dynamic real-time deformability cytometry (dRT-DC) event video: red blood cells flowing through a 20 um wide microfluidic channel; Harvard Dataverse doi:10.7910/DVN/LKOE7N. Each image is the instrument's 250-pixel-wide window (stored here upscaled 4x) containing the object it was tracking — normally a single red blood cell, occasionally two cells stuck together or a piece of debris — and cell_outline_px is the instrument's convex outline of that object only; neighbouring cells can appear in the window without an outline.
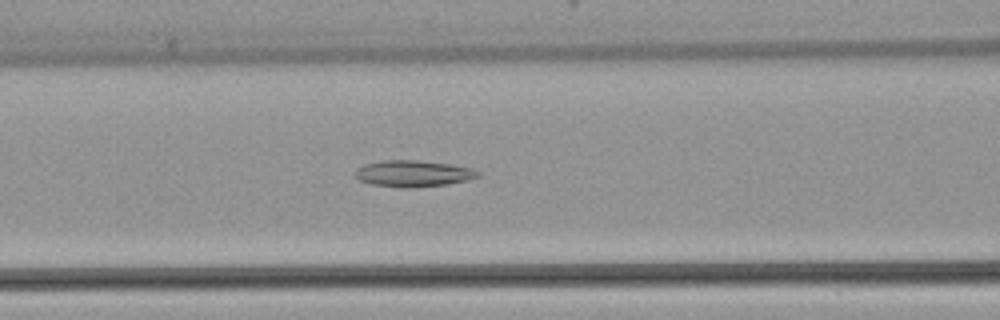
{"species": "common noctule bat (a hibernating species)", "species_latin": "Nyctalus noctula", "temperature_condition": "warm", "stored_images_in_passage": 48, "camera_frame_rate_fps": 3000, "um_per_image_px": 0.085, "animal": {"sex": "female", "body_mass_g": 22.7, "forearm_length_mm": 54.2}, "frame": {"image": 1, "passage_image": 20, "time_ms": 6.333, "image_size_px": [1000, 320], "cell_outline_px": [[480, 176], [468, 180], [444, 184], [408, 188], [404, 188], [372, 184], [360, 180], [356, 176], [356, 168], [364, 164], [380, 160], [416, 160], [452, 164], [472, 168], [480, 172]], "centroid_in_image_um": [35.13, 14.74], "position_along_channel_um": 131.5, "area_um2": 18.84}}
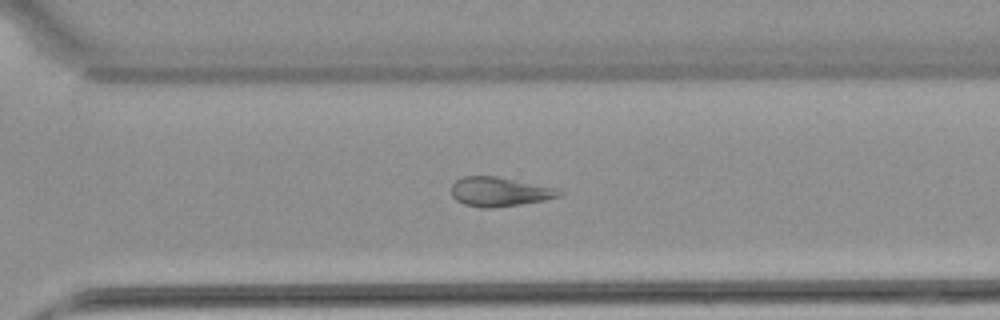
{"frame": {"image": 2, "passage_image": 34, "time_ms": 11.0, "image_size_px": [1000, 320], "cell_outline_px": [[564, 192], [560, 196], [544, 200], [520, 204], [492, 208], [484, 208], [464, 204], [456, 200], [452, 196], [452, 184], [456, 180], [464, 176], [496, 176], [556, 188]], "centroid_in_image_um": [42.45, 16.3], "position_along_channel_um": 328.2, "area_um2": 18.26}}
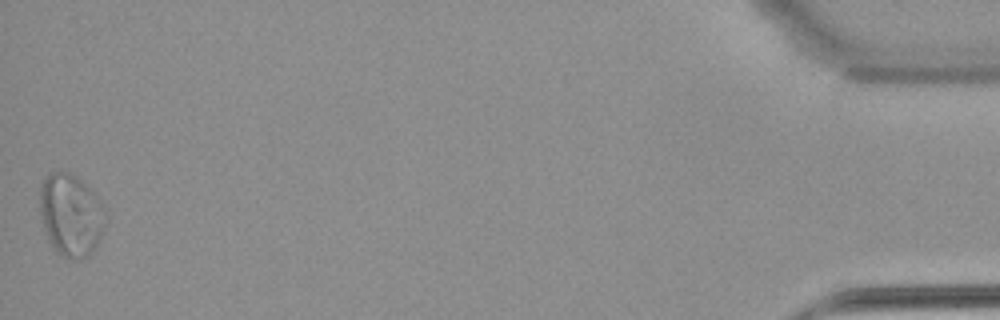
{"frame": {"image": 3, "passage_image": 48, "time_ms": 15.667, "image_size_px": [1000, 320], "cell_outline_px": [[104, 228], [100, 240], [92, 252], [88, 256], [80, 260], [72, 260], [64, 256], [52, 248], [48, 240], [40, 212], [40, 188], [44, 180], [52, 172], [72, 172], [100, 200], [104, 212]], "centroid_in_image_um": [6.02, 18.31], "position_along_channel_um": 429.2, "area_um2": 31.21}}